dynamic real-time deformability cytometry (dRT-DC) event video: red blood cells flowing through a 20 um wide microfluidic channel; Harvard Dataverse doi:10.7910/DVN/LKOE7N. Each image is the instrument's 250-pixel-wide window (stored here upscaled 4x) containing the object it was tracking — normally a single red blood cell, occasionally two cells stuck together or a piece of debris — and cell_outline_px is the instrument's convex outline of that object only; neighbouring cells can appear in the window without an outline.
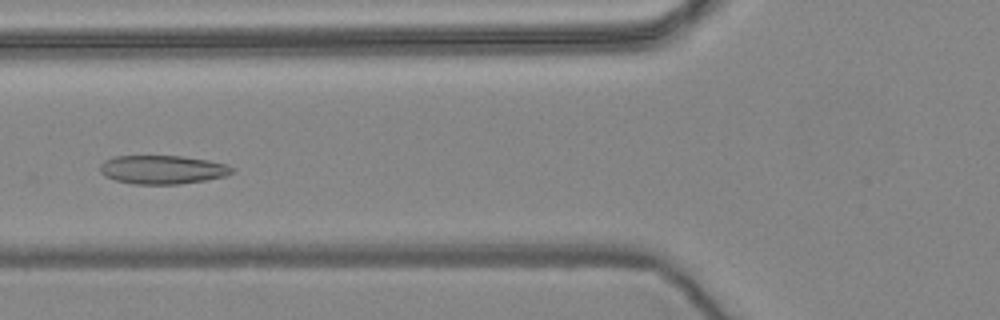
{"species": "common noctule bat (a hibernating species)", "species_latin": "Nyctalus noctula", "temperature_condition": "warm", "stored_images_in_passage": 26, "camera_frame_rate_fps": 3000, "um_per_image_px": 0.085, "animal": {"sex": "female", "body_mass_g": 24.6, "forearm_length_mm": 56.2}, "frame": {"image": 1, "passage_image": 4, "time_ms": 1.0, "image_size_px": [1000, 320], "cell_outline_px": [[236, 168], [232, 172], [224, 176], [204, 180], [180, 184], [132, 184], [116, 180], [104, 176], [100, 172], [100, 164], [104, 160], [116, 156], [180, 156], [208, 160], [228, 164]], "centroid_in_image_um": [13.8, 14.41], "position_along_channel_um": 112.0, "area_um2": 22.08}}
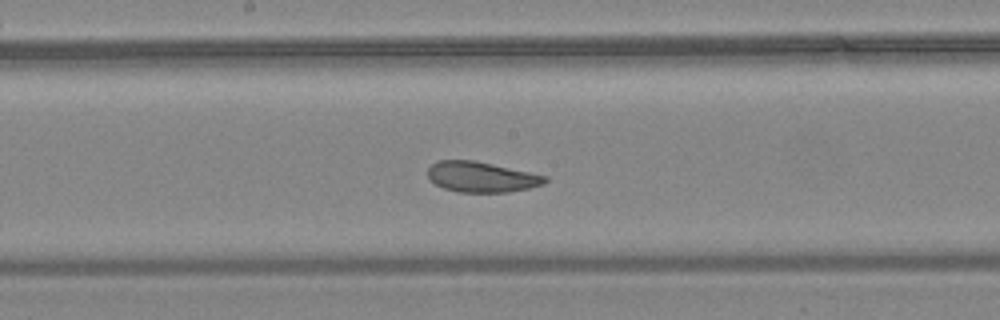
{"frame": {"image": 2, "passage_image": 12, "time_ms": 3.667, "image_size_px": [1000, 320], "cell_outline_px": [[548, 180], [544, 184], [528, 188], [508, 192], [460, 192], [444, 188], [436, 184], [428, 176], [428, 168], [436, 160], [472, 160], [492, 164], [548, 176]], "centroid_in_image_um": [40.93, 15.04], "position_along_channel_um": 207.3, "area_um2": 20.63}}
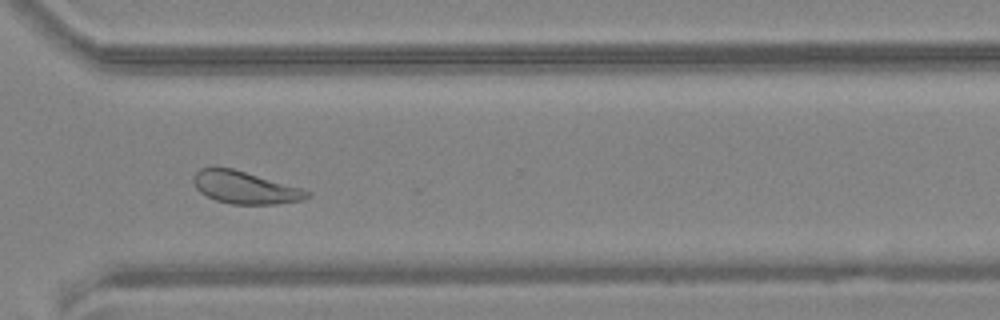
{"frame": {"image": 3, "passage_image": 24, "time_ms": 7.667, "image_size_px": [1000, 320], "cell_outline_px": [[312, 196], [304, 200], [276, 204], [232, 204], [216, 200], [200, 192], [196, 188], [192, 180], [196, 172], [200, 168], [212, 164], [232, 168], [300, 188], [312, 192]], "centroid_in_image_um": [20.79, 15.92], "position_along_channel_um": 349.8, "area_um2": 21.68}}